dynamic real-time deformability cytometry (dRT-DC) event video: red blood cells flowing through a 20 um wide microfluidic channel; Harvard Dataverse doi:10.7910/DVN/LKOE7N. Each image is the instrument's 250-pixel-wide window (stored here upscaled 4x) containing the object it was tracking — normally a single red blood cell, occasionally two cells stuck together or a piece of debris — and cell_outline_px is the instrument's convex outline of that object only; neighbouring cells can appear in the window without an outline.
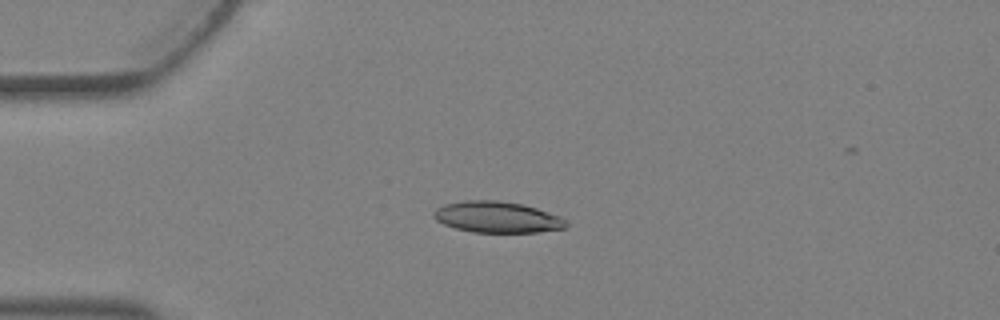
{"species": "Egyptian fruit bat (a non-hibernating species)", "species_latin": "Rousettus aegyptiacus", "temperature_condition": "warm", "stored_images_in_passage": 3, "camera_frame_rate_fps": 3000, "um_per_image_px": 0.085, "animal": {"sex": "female"}, "frame": {"image": 1, "passage_image": 2, "time_ms": 0.333, "image_size_px": [1000, 320], "cell_outline_px": [[568, 228], [536, 232], [472, 232], [456, 228], [444, 224], [436, 220], [432, 216], [432, 212], [436, 208], [444, 204], [464, 200], [496, 200], [520, 204], [536, 208], [560, 216], [568, 220]], "centroid_in_image_um": [42.26, 18.45], "position_along_channel_um": 42.7, "area_um2": 24.16}}